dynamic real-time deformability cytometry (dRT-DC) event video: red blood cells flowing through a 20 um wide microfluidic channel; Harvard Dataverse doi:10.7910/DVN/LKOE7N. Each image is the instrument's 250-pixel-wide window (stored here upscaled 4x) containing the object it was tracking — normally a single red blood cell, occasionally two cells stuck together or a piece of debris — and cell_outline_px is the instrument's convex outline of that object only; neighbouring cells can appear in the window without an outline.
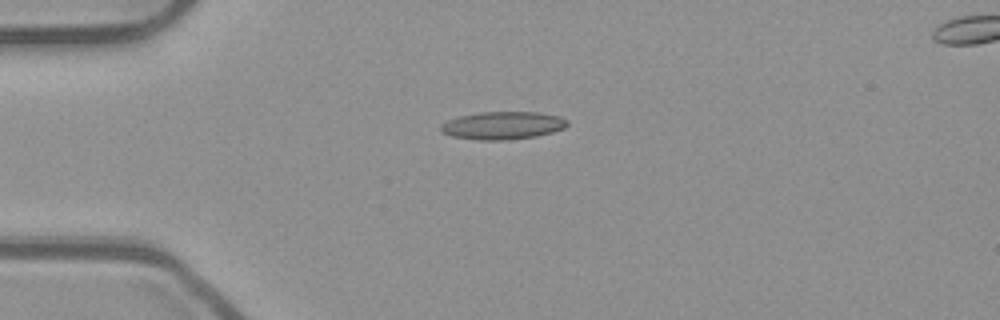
{"species": "common noctule bat (a hibernating species)", "species_latin": "Nyctalus noctula", "temperature_condition": "room temperature", "stored_images_in_passage": 41, "camera_frame_rate_fps": 3000, "um_per_image_px": 0.085, "animal": {"sex": "male", "body_mass_g": 23.1, "forearm_length_mm": 52.7}, "frame": {"image": 1, "passage_image": 1, "time_ms": 0.0, "image_size_px": [1000, 320], "cell_outline_px": [[568, 124], [564, 128], [552, 132], [536, 136], [504, 140], [480, 140], [452, 136], [440, 132], [440, 124], [448, 120], [460, 116], [480, 112], [540, 112], [560, 116], [568, 120]], "centroid_in_image_um": [42.73, 10.66], "position_along_channel_um": 42.3, "area_um2": 20.52}}
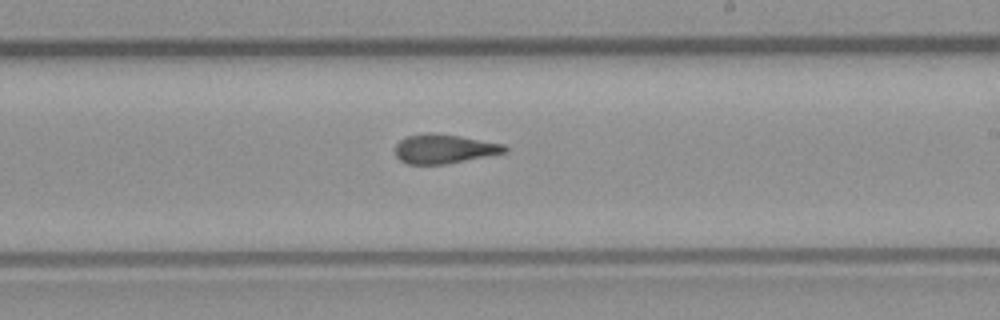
{"frame": {"image": 2, "passage_image": 19, "time_ms": 6.0, "image_size_px": [1000, 320], "cell_outline_px": [[508, 152], [444, 164], [408, 164], [400, 160], [396, 156], [396, 144], [404, 136], [428, 132], [436, 132], [460, 136], [504, 144], [508, 148]], "centroid_in_image_um": [37.74, 12.63], "position_along_channel_um": 251.3, "area_um2": 18.73}}
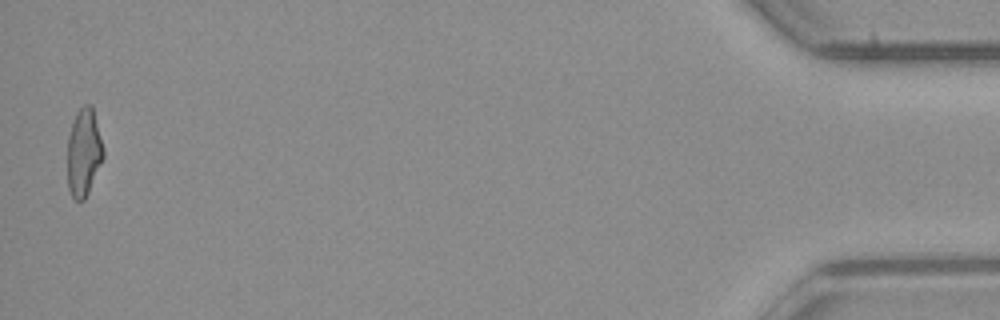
{"frame": {"image": 3, "passage_image": 40, "time_ms": 13.0, "image_size_px": [1000, 320], "cell_outline_px": [[104, 156], [88, 192], [84, 200], [76, 200], [72, 196], [68, 188], [68, 136], [76, 112], [84, 104], [92, 104], [104, 148]], "centroid_in_image_um": [7.13, 12.92], "position_along_channel_um": 428.1, "area_um2": 18.26}, "authors_computed_cell_mechanics": {"area_um2": 18.785, "velocity_mm_per_s": 3.9009, "shape_relaxation_time_tau1_ms": 6.961, "shape_relaxation_time_tau2_ms": 1.8898, "deformation_change_tau1": 0.1996, "deformation_change_tau2": 0.1099}}